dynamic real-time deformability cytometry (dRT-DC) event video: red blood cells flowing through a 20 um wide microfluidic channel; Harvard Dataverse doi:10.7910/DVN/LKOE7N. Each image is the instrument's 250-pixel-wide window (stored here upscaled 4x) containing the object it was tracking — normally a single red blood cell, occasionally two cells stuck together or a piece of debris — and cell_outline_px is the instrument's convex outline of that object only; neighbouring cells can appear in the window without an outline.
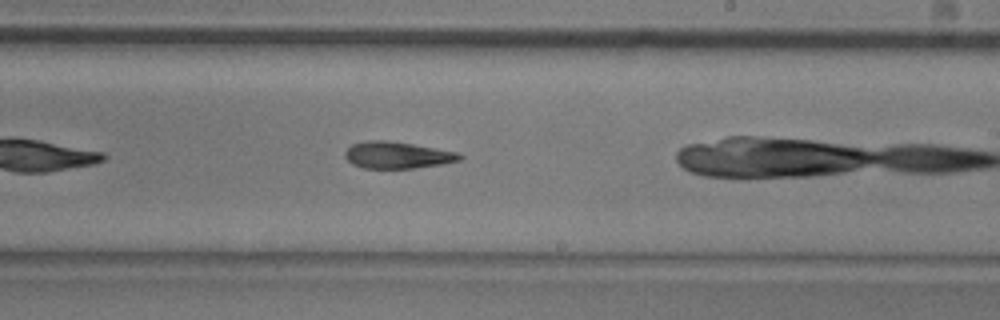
{"species": "common noctule bat (a hibernating species)", "species_latin": "Nyctalus noctula", "temperature_condition": "room temperature", "stored_images_in_passage": 27, "camera_frame_rate_fps": 3000, "um_per_image_px": 0.085, "animal": {"sex": "male", "body_mass_g": 20.5, "forearm_length_mm": 52.5}, "frame": {"image": 1, "passage_image": 16, "time_ms": 5.0, "image_size_px": [1000, 320], "cell_outline_px": [[464, 156], [460, 160], [440, 164], [412, 168], [364, 168], [352, 164], [344, 156], [344, 152], [352, 144], [368, 140], [388, 140], [460, 152]], "centroid_in_image_um": [33.77, 13.17], "position_along_channel_um": 255.2, "area_um2": 17.86}}